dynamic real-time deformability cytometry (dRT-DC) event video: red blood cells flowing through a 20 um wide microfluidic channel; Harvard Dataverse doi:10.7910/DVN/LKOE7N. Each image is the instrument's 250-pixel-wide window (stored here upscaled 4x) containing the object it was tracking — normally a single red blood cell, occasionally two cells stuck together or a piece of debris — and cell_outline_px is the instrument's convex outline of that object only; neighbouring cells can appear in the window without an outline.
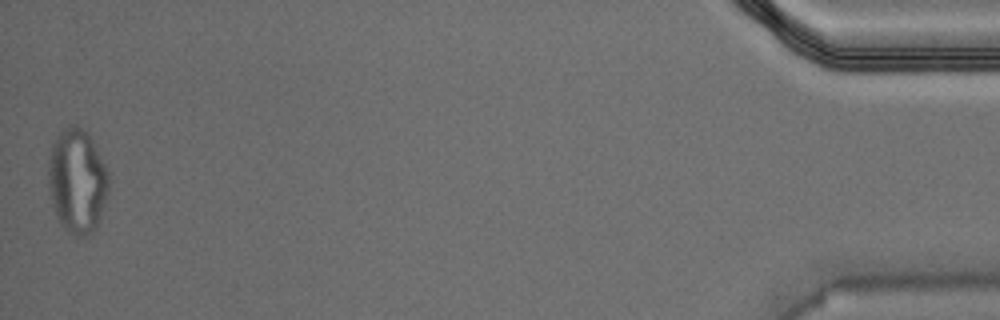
{"species": "Egyptian fruit bat (a non-hibernating species)", "species_latin": "Rousettus aegyptiacus", "temperature_condition": "warm", "stored_images_in_passage": 32, "camera_frame_rate_fps": 3000, "um_per_image_px": 0.085, "animal": {"sex": "male"}, "frame": {"image": 1, "passage_image": 32, "time_ms": 10.333, "image_size_px": [1000, 320], "cell_outline_px": [[112, 172], [108, 196], [96, 228], [92, 232], [84, 236], [72, 236], [60, 224], [52, 204], [48, 180], [48, 164], [52, 144], [60, 132], [68, 124], [80, 128], [88, 132]], "centroid_in_image_um": [6.62, 15.38], "position_along_channel_um": 428.6, "area_um2": 37.57}}